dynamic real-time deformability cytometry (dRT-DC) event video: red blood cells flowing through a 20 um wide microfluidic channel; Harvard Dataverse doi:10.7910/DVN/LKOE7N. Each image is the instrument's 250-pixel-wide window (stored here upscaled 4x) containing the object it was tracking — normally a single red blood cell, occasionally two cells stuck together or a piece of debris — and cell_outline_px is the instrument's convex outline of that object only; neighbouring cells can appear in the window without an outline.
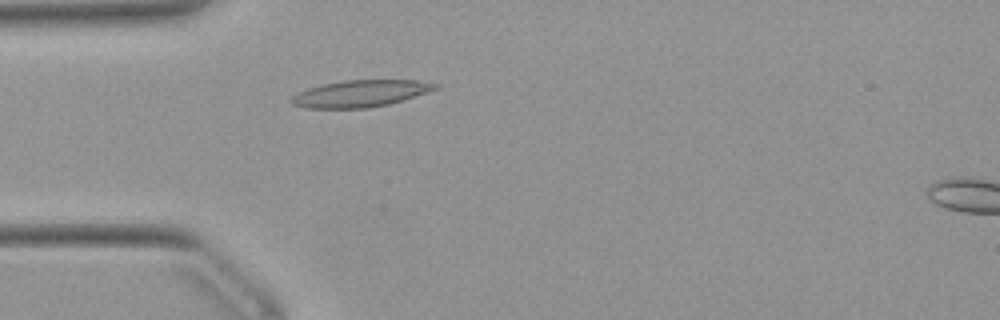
{"species": "Egyptian fruit bat (a non-hibernating species)", "species_latin": "Rousettus aegyptiacus", "temperature_condition": "warm", "stored_images_in_passage": 30, "camera_frame_rate_fps": 3000, "um_per_image_px": 0.085, "animal": {"sex": "female"}, "frame": {"image": 1, "passage_image": 1, "time_ms": 0.0, "image_size_px": [1000, 320], "cell_outline_px": [[440, 88], [428, 92], [388, 104], [368, 108], [304, 108], [292, 104], [288, 100], [296, 92], [308, 88], [324, 84], [344, 80], [416, 80], [440, 84]], "centroid_in_image_um": [30.61, 7.95], "position_along_channel_um": 54.4, "area_um2": 22.54}}
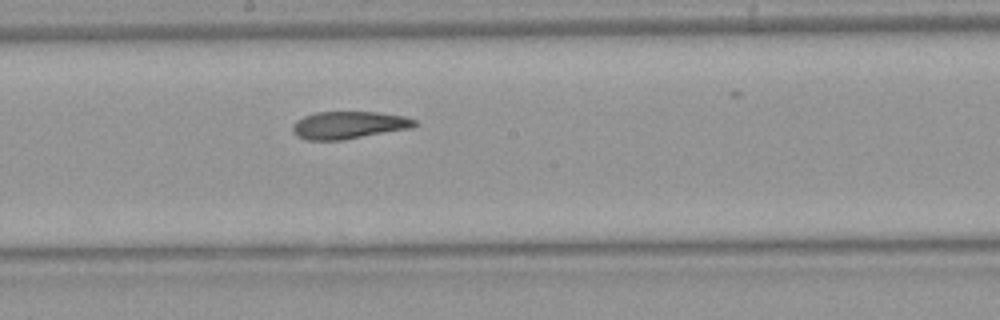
{"frame": {"image": 2, "passage_image": 14, "time_ms": 4.333, "image_size_px": [1000, 320], "cell_outline_px": [[420, 124], [412, 128], [344, 140], [304, 140], [296, 136], [292, 132], [292, 124], [296, 120], [304, 116], [316, 112], [380, 112], [404, 116], [416, 120]], "centroid_in_image_um": [29.64, 10.64], "position_along_channel_um": 218.6, "area_um2": 19.88}}
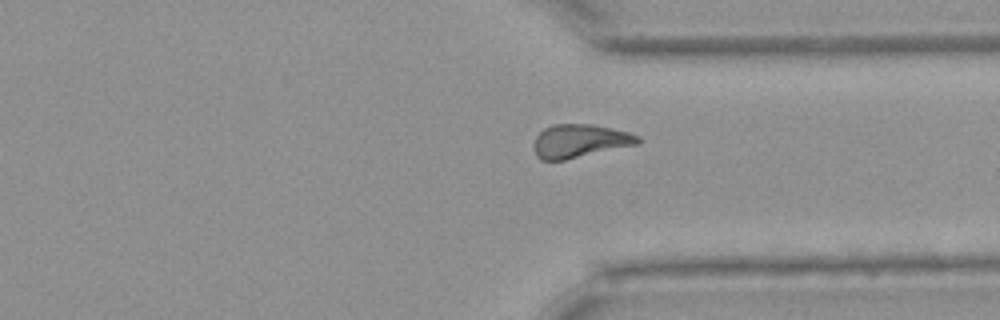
{"frame": {"image": 3, "passage_image": 25, "time_ms": 8.0, "image_size_px": [1000, 320], "cell_outline_px": [[640, 144], [564, 160], [540, 160], [536, 156], [536, 136], [544, 128], [552, 124], [592, 124], [628, 132], [640, 136]], "centroid_in_image_um": [49.32, 11.98], "position_along_channel_um": 362.1, "area_um2": 20.11}, "authors_computed_cell_mechanics": {"area_um2": 20.1144, "velocity_mm_per_s": 3.9202, "shape_relaxation_time_tau1_ms": null, "shape_relaxation_time_tau2_ms": 4.9724, "deformation_change_tau1": null, "deformation_change_tau2": 0.1342}}